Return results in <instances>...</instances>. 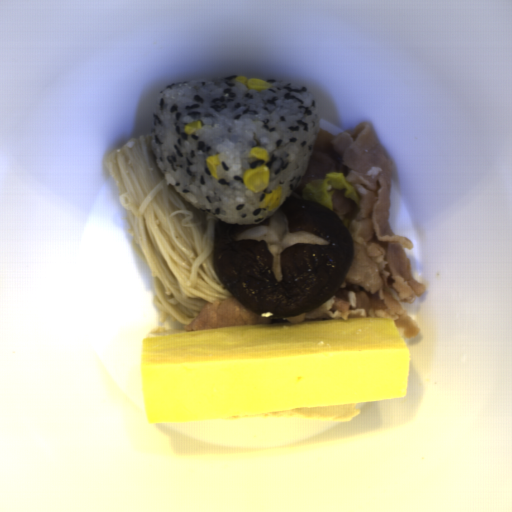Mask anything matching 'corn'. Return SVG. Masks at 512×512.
<instances>
[{"instance_id": "51d56268", "label": "corn", "mask_w": 512, "mask_h": 512, "mask_svg": "<svg viewBox=\"0 0 512 512\" xmlns=\"http://www.w3.org/2000/svg\"><path fill=\"white\" fill-rule=\"evenodd\" d=\"M247 158L250 163L264 160V164L261 167L255 170L249 167L244 170L241 178L244 189L258 194L260 191L268 188L270 184L271 169L270 166H266L270 160V152L257 145L251 146Z\"/></svg>"}, {"instance_id": "f1292c28", "label": "corn", "mask_w": 512, "mask_h": 512, "mask_svg": "<svg viewBox=\"0 0 512 512\" xmlns=\"http://www.w3.org/2000/svg\"><path fill=\"white\" fill-rule=\"evenodd\" d=\"M282 200V188L275 187L272 189L271 193H265L264 197L262 198L259 208L266 209L269 211H274L277 208L280 207Z\"/></svg>"}, {"instance_id": "5cfa1b94", "label": "corn", "mask_w": 512, "mask_h": 512, "mask_svg": "<svg viewBox=\"0 0 512 512\" xmlns=\"http://www.w3.org/2000/svg\"><path fill=\"white\" fill-rule=\"evenodd\" d=\"M234 81L241 82L248 90L256 89L258 92L264 91V90H269L270 88L273 87V84L269 83L266 80L259 79L257 77L248 79L247 77H245L243 75H238V76H235Z\"/></svg>"}, {"instance_id": "cfcad685", "label": "corn", "mask_w": 512, "mask_h": 512, "mask_svg": "<svg viewBox=\"0 0 512 512\" xmlns=\"http://www.w3.org/2000/svg\"><path fill=\"white\" fill-rule=\"evenodd\" d=\"M221 162V153L209 155L205 158V163L209 174L216 180H220L218 175V165Z\"/></svg>"}, {"instance_id": "2b8c4276", "label": "corn", "mask_w": 512, "mask_h": 512, "mask_svg": "<svg viewBox=\"0 0 512 512\" xmlns=\"http://www.w3.org/2000/svg\"><path fill=\"white\" fill-rule=\"evenodd\" d=\"M202 126H203L202 120L191 121L184 126L183 131L186 135H194L195 136V131L200 129Z\"/></svg>"}]
</instances>
